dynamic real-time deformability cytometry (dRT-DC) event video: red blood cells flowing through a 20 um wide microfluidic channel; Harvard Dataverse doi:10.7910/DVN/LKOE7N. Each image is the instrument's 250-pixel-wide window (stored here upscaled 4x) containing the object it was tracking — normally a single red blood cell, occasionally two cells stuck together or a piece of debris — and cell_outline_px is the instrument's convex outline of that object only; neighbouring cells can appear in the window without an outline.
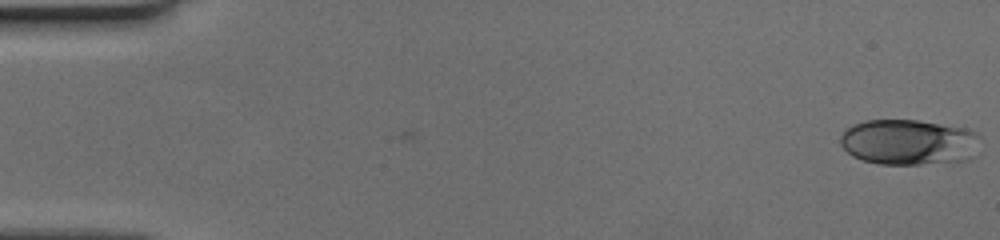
{"species": "human", "species_latin": "Homo sapiens", "temperature_condition": "cold", "stored_images_in_passage": 52, "camera_frame_rate_fps": 3000, "um_per_image_px": 0.085, "donor": {"sex": "female"}, "frame": {"image": 1, "passage_image": 1, "time_ms": 0.0, "image_size_px": [1000, 240], "cell_outline_px": [[980, 156], [968, 160], [920, 164], [880, 164], [864, 160], [852, 156], [840, 144], [840, 136], [852, 124], [868, 120], [916, 120], [972, 128], [980, 136]], "centroid_in_image_um": [77.36, 12.08], "position_along_channel_um": 7.6, "area_um2": 37.92}}
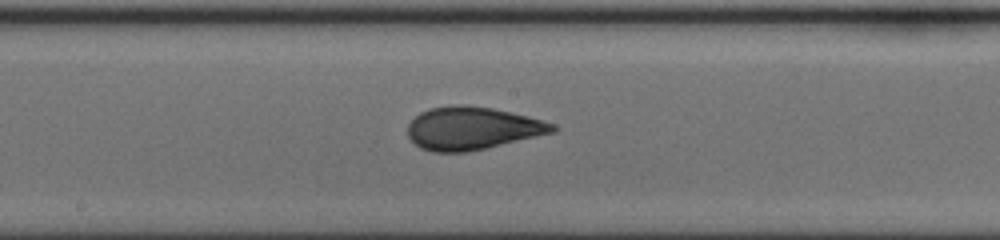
{"frame": {"image": 2, "passage_image": 28, "time_ms": 9.0, "image_size_px": [1000, 240], "cell_outline_px": [[560, 128], [556, 132], [484, 148], [464, 152], [432, 152], [420, 148], [408, 136], [408, 124], [420, 112], [428, 108], [456, 104], [464, 104], [492, 108], [528, 116], [556, 124]], "centroid_in_image_um": [40.15, 10.89], "position_along_channel_um": 208.0, "area_um2": 36.18}}
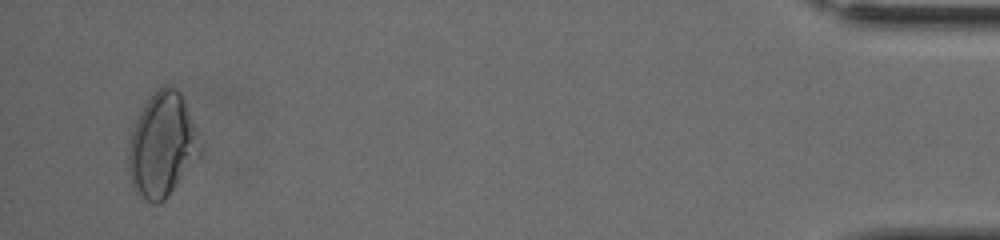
{"frame": {"image": 3, "passage_image": 50, "time_ms": 16.333, "image_size_px": [1000, 240], "cell_outline_px": [[200, 156], [164, 200], [156, 204], [152, 204], [140, 196], [132, 188], [128, 168], [128, 148], [140, 112], [148, 100], [164, 84], [176, 88], [180, 92], [192, 124], [200, 148]], "centroid_in_image_um": [13.75, 12.39], "position_along_channel_um": 421.5, "area_um2": 42.14}}